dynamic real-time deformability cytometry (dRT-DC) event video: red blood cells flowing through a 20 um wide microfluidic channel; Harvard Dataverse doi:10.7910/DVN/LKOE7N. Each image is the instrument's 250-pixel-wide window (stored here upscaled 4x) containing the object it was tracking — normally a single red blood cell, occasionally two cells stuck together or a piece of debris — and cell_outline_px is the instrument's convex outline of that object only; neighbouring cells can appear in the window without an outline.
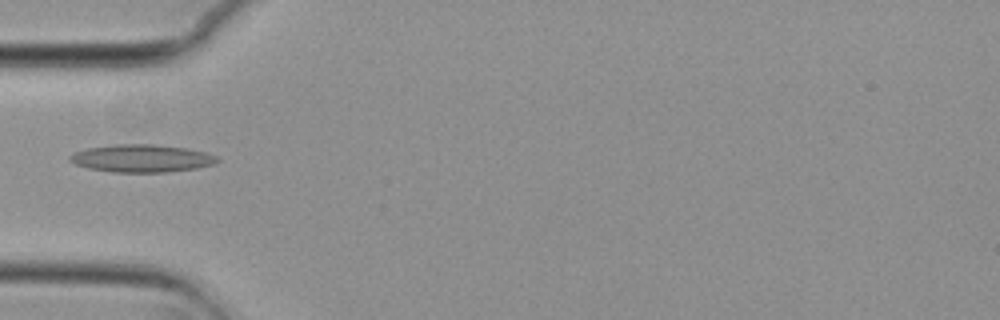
{"species": "common noctule bat (a hibernating species)", "species_latin": "Nyctalus noctula", "temperature_condition": "cold", "stored_images_in_passage": 31, "camera_frame_rate_fps": 3000, "um_per_image_px": 0.085, "animal": {"sex": "female", "body_mass_g": 29.2, "forearm_length_mm": 56.3}, "frame": {"image": 1, "passage_image": 1, "time_ms": 0.0, "image_size_px": [1000, 320], "cell_outline_px": [[220, 160], [212, 164], [196, 168], [168, 172], [112, 172], [88, 168], [76, 164], [68, 160], [68, 156], [72, 152], [88, 148], [112, 144], [152, 144], [188, 148], [204, 152], [216, 156]], "centroid_in_image_um": [12.0, 13.45], "position_along_channel_um": 73.0, "area_um2": 23.81}}
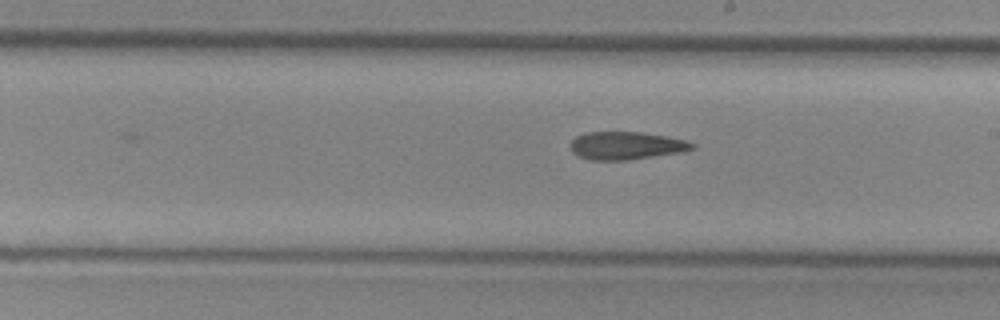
{"frame": {"image": 2, "passage_image": 14, "time_ms": 4.333, "image_size_px": [1000, 320], "cell_outline_px": [[696, 148], [684, 152], [628, 160], [588, 160], [576, 156], [568, 148], [568, 144], [576, 136], [584, 132], [640, 132], [688, 140], [696, 144]], "centroid_in_image_um": [53.2, 12.39], "position_along_channel_um": 235.8, "area_um2": 20.23}}
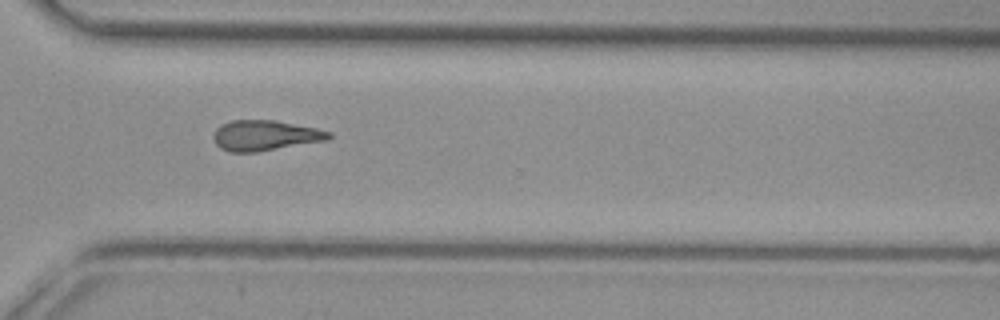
{"frame": {"image": 3, "passage_image": 23, "time_ms": 7.333, "image_size_px": [1000, 320], "cell_outline_px": [[332, 136], [328, 140], [256, 152], [232, 152], [220, 148], [216, 144], [212, 136], [216, 128], [220, 124], [232, 120], [276, 120], [316, 128], [332, 132]], "centroid_in_image_um": [22.52, 11.51], "position_along_channel_um": 348.1, "area_um2": 20.52}}